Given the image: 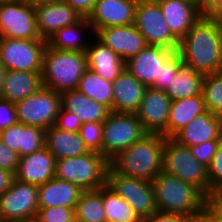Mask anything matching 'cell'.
<instances>
[{
	"instance_id": "obj_1",
	"label": "cell",
	"mask_w": 222,
	"mask_h": 222,
	"mask_svg": "<svg viewBox=\"0 0 222 222\" xmlns=\"http://www.w3.org/2000/svg\"><path fill=\"white\" fill-rule=\"evenodd\" d=\"M183 65L203 75L222 72V23L203 14L179 41Z\"/></svg>"
},
{
	"instance_id": "obj_2",
	"label": "cell",
	"mask_w": 222,
	"mask_h": 222,
	"mask_svg": "<svg viewBox=\"0 0 222 222\" xmlns=\"http://www.w3.org/2000/svg\"><path fill=\"white\" fill-rule=\"evenodd\" d=\"M165 137L159 133H147L140 140L109 161L118 174L152 181L163 168Z\"/></svg>"
},
{
	"instance_id": "obj_3",
	"label": "cell",
	"mask_w": 222,
	"mask_h": 222,
	"mask_svg": "<svg viewBox=\"0 0 222 222\" xmlns=\"http://www.w3.org/2000/svg\"><path fill=\"white\" fill-rule=\"evenodd\" d=\"M86 69L85 52L62 51L46 45L42 57V85L60 94L75 90Z\"/></svg>"
},
{
	"instance_id": "obj_4",
	"label": "cell",
	"mask_w": 222,
	"mask_h": 222,
	"mask_svg": "<svg viewBox=\"0 0 222 222\" xmlns=\"http://www.w3.org/2000/svg\"><path fill=\"white\" fill-rule=\"evenodd\" d=\"M158 211L175 213L183 217L200 211L207 197L195 186L161 171L153 180Z\"/></svg>"
},
{
	"instance_id": "obj_5",
	"label": "cell",
	"mask_w": 222,
	"mask_h": 222,
	"mask_svg": "<svg viewBox=\"0 0 222 222\" xmlns=\"http://www.w3.org/2000/svg\"><path fill=\"white\" fill-rule=\"evenodd\" d=\"M109 161L98 152L89 151L74 158L55 162V178L71 182L83 191L97 190L106 185Z\"/></svg>"
},
{
	"instance_id": "obj_6",
	"label": "cell",
	"mask_w": 222,
	"mask_h": 222,
	"mask_svg": "<svg viewBox=\"0 0 222 222\" xmlns=\"http://www.w3.org/2000/svg\"><path fill=\"white\" fill-rule=\"evenodd\" d=\"M162 171L192 184L209 196L207 167L194 158L188 146L173 138H165Z\"/></svg>"
},
{
	"instance_id": "obj_7",
	"label": "cell",
	"mask_w": 222,
	"mask_h": 222,
	"mask_svg": "<svg viewBox=\"0 0 222 222\" xmlns=\"http://www.w3.org/2000/svg\"><path fill=\"white\" fill-rule=\"evenodd\" d=\"M146 134L136 113L111 111L103 122L102 155L110 161Z\"/></svg>"
},
{
	"instance_id": "obj_8",
	"label": "cell",
	"mask_w": 222,
	"mask_h": 222,
	"mask_svg": "<svg viewBox=\"0 0 222 222\" xmlns=\"http://www.w3.org/2000/svg\"><path fill=\"white\" fill-rule=\"evenodd\" d=\"M106 185L129 203L141 220L158 211L152 181L120 175L109 166Z\"/></svg>"
},
{
	"instance_id": "obj_9",
	"label": "cell",
	"mask_w": 222,
	"mask_h": 222,
	"mask_svg": "<svg viewBox=\"0 0 222 222\" xmlns=\"http://www.w3.org/2000/svg\"><path fill=\"white\" fill-rule=\"evenodd\" d=\"M61 107L60 93L46 87L15 103L18 122L44 130L55 125Z\"/></svg>"
},
{
	"instance_id": "obj_10",
	"label": "cell",
	"mask_w": 222,
	"mask_h": 222,
	"mask_svg": "<svg viewBox=\"0 0 222 222\" xmlns=\"http://www.w3.org/2000/svg\"><path fill=\"white\" fill-rule=\"evenodd\" d=\"M134 25L147 45L162 46L175 52L178 50L179 40L170 31L156 0H138Z\"/></svg>"
},
{
	"instance_id": "obj_11",
	"label": "cell",
	"mask_w": 222,
	"mask_h": 222,
	"mask_svg": "<svg viewBox=\"0 0 222 222\" xmlns=\"http://www.w3.org/2000/svg\"><path fill=\"white\" fill-rule=\"evenodd\" d=\"M0 37L41 39L37 29L34 6L27 0L0 2Z\"/></svg>"
},
{
	"instance_id": "obj_12",
	"label": "cell",
	"mask_w": 222,
	"mask_h": 222,
	"mask_svg": "<svg viewBox=\"0 0 222 222\" xmlns=\"http://www.w3.org/2000/svg\"><path fill=\"white\" fill-rule=\"evenodd\" d=\"M47 41L0 37V61L6 70L41 72Z\"/></svg>"
},
{
	"instance_id": "obj_13",
	"label": "cell",
	"mask_w": 222,
	"mask_h": 222,
	"mask_svg": "<svg viewBox=\"0 0 222 222\" xmlns=\"http://www.w3.org/2000/svg\"><path fill=\"white\" fill-rule=\"evenodd\" d=\"M38 186L13 180L0 196V222H25L37 216Z\"/></svg>"
},
{
	"instance_id": "obj_14",
	"label": "cell",
	"mask_w": 222,
	"mask_h": 222,
	"mask_svg": "<svg viewBox=\"0 0 222 222\" xmlns=\"http://www.w3.org/2000/svg\"><path fill=\"white\" fill-rule=\"evenodd\" d=\"M171 99L166 91L148 87L136 112L147 133H159L168 138V118Z\"/></svg>"
},
{
	"instance_id": "obj_15",
	"label": "cell",
	"mask_w": 222,
	"mask_h": 222,
	"mask_svg": "<svg viewBox=\"0 0 222 222\" xmlns=\"http://www.w3.org/2000/svg\"><path fill=\"white\" fill-rule=\"evenodd\" d=\"M174 52L162 46L147 45L126 61L125 68L145 86L160 90L161 65Z\"/></svg>"
},
{
	"instance_id": "obj_16",
	"label": "cell",
	"mask_w": 222,
	"mask_h": 222,
	"mask_svg": "<svg viewBox=\"0 0 222 222\" xmlns=\"http://www.w3.org/2000/svg\"><path fill=\"white\" fill-rule=\"evenodd\" d=\"M138 0H97L87 16L94 34L102 28L133 25Z\"/></svg>"
},
{
	"instance_id": "obj_17",
	"label": "cell",
	"mask_w": 222,
	"mask_h": 222,
	"mask_svg": "<svg viewBox=\"0 0 222 222\" xmlns=\"http://www.w3.org/2000/svg\"><path fill=\"white\" fill-rule=\"evenodd\" d=\"M94 35L125 62L147 46L145 38L134 24L102 28Z\"/></svg>"
},
{
	"instance_id": "obj_18",
	"label": "cell",
	"mask_w": 222,
	"mask_h": 222,
	"mask_svg": "<svg viewBox=\"0 0 222 222\" xmlns=\"http://www.w3.org/2000/svg\"><path fill=\"white\" fill-rule=\"evenodd\" d=\"M35 19L41 39L47 41L57 30L73 25L83 16L64 1L35 6Z\"/></svg>"
},
{
	"instance_id": "obj_19",
	"label": "cell",
	"mask_w": 222,
	"mask_h": 222,
	"mask_svg": "<svg viewBox=\"0 0 222 222\" xmlns=\"http://www.w3.org/2000/svg\"><path fill=\"white\" fill-rule=\"evenodd\" d=\"M172 34L180 41L203 13L196 0H156Z\"/></svg>"
},
{
	"instance_id": "obj_20",
	"label": "cell",
	"mask_w": 222,
	"mask_h": 222,
	"mask_svg": "<svg viewBox=\"0 0 222 222\" xmlns=\"http://www.w3.org/2000/svg\"><path fill=\"white\" fill-rule=\"evenodd\" d=\"M55 158L46 147L19 159L15 179L42 185L55 177Z\"/></svg>"
},
{
	"instance_id": "obj_21",
	"label": "cell",
	"mask_w": 222,
	"mask_h": 222,
	"mask_svg": "<svg viewBox=\"0 0 222 222\" xmlns=\"http://www.w3.org/2000/svg\"><path fill=\"white\" fill-rule=\"evenodd\" d=\"M85 53L87 56V68L100 75L103 79L113 82L125 69L126 62L123 58L101 42L95 35H92Z\"/></svg>"
},
{
	"instance_id": "obj_22",
	"label": "cell",
	"mask_w": 222,
	"mask_h": 222,
	"mask_svg": "<svg viewBox=\"0 0 222 222\" xmlns=\"http://www.w3.org/2000/svg\"><path fill=\"white\" fill-rule=\"evenodd\" d=\"M173 139L188 147L200 145L210 140L222 139V118L207 110L195 117Z\"/></svg>"
},
{
	"instance_id": "obj_23",
	"label": "cell",
	"mask_w": 222,
	"mask_h": 222,
	"mask_svg": "<svg viewBox=\"0 0 222 222\" xmlns=\"http://www.w3.org/2000/svg\"><path fill=\"white\" fill-rule=\"evenodd\" d=\"M113 112L136 113L148 88L126 68L112 82Z\"/></svg>"
},
{
	"instance_id": "obj_24",
	"label": "cell",
	"mask_w": 222,
	"mask_h": 222,
	"mask_svg": "<svg viewBox=\"0 0 222 222\" xmlns=\"http://www.w3.org/2000/svg\"><path fill=\"white\" fill-rule=\"evenodd\" d=\"M82 192L79 186L54 177L38 186V206L75 208Z\"/></svg>"
},
{
	"instance_id": "obj_25",
	"label": "cell",
	"mask_w": 222,
	"mask_h": 222,
	"mask_svg": "<svg viewBox=\"0 0 222 222\" xmlns=\"http://www.w3.org/2000/svg\"><path fill=\"white\" fill-rule=\"evenodd\" d=\"M60 95L62 108L74 113L82 124L103 123L111 112L107 107L90 99L78 89L65 91Z\"/></svg>"
},
{
	"instance_id": "obj_26",
	"label": "cell",
	"mask_w": 222,
	"mask_h": 222,
	"mask_svg": "<svg viewBox=\"0 0 222 222\" xmlns=\"http://www.w3.org/2000/svg\"><path fill=\"white\" fill-rule=\"evenodd\" d=\"M45 147L55 160L74 158L89 152L79 132L63 131L54 125L45 130Z\"/></svg>"
},
{
	"instance_id": "obj_27",
	"label": "cell",
	"mask_w": 222,
	"mask_h": 222,
	"mask_svg": "<svg viewBox=\"0 0 222 222\" xmlns=\"http://www.w3.org/2000/svg\"><path fill=\"white\" fill-rule=\"evenodd\" d=\"M87 32L90 35H94L92 26L87 17H83L77 23L57 30L47 40V45L53 49L62 51L86 52L90 39L92 38V36L86 35ZM85 36L86 38H90L88 39L89 41H87Z\"/></svg>"
},
{
	"instance_id": "obj_28",
	"label": "cell",
	"mask_w": 222,
	"mask_h": 222,
	"mask_svg": "<svg viewBox=\"0 0 222 222\" xmlns=\"http://www.w3.org/2000/svg\"><path fill=\"white\" fill-rule=\"evenodd\" d=\"M41 87V72L6 70L2 99L15 104L33 95Z\"/></svg>"
},
{
	"instance_id": "obj_29",
	"label": "cell",
	"mask_w": 222,
	"mask_h": 222,
	"mask_svg": "<svg viewBox=\"0 0 222 222\" xmlns=\"http://www.w3.org/2000/svg\"><path fill=\"white\" fill-rule=\"evenodd\" d=\"M206 111L203 95L171 101L168 118V138H173L195 117Z\"/></svg>"
},
{
	"instance_id": "obj_30",
	"label": "cell",
	"mask_w": 222,
	"mask_h": 222,
	"mask_svg": "<svg viewBox=\"0 0 222 222\" xmlns=\"http://www.w3.org/2000/svg\"><path fill=\"white\" fill-rule=\"evenodd\" d=\"M203 78L202 73L182 65L166 93L172 101L202 95Z\"/></svg>"
},
{
	"instance_id": "obj_31",
	"label": "cell",
	"mask_w": 222,
	"mask_h": 222,
	"mask_svg": "<svg viewBox=\"0 0 222 222\" xmlns=\"http://www.w3.org/2000/svg\"><path fill=\"white\" fill-rule=\"evenodd\" d=\"M90 99L113 112V84L87 68L80 78L77 88Z\"/></svg>"
},
{
	"instance_id": "obj_32",
	"label": "cell",
	"mask_w": 222,
	"mask_h": 222,
	"mask_svg": "<svg viewBox=\"0 0 222 222\" xmlns=\"http://www.w3.org/2000/svg\"><path fill=\"white\" fill-rule=\"evenodd\" d=\"M106 222H142L133 208L107 185L102 186Z\"/></svg>"
},
{
	"instance_id": "obj_33",
	"label": "cell",
	"mask_w": 222,
	"mask_h": 222,
	"mask_svg": "<svg viewBox=\"0 0 222 222\" xmlns=\"http://www.w3.org/2000/svg\"><path fill=\"white\" fill-rule=\"evenodd\" d=\"M75 217L84 222H106L102 187L83 191L75 206Z\"/></svg>"
},
{
	"instance_id": "obj_34",
	"label": "cell",
	"mask_w": 222,
	"mask_h": 222,
	"mask_svg": "<svg viewBox=\"0 0 222 222\" xmlns=\"http://www.w3.org/2000/svg\"><path fill=\"white\" fill-rule=\"evenodd\" d=\"M202 95L206 109L222 118V72L204 75Z\"/></svg>"
},
{
	"instance_id": "obj_35",
	"label": "cell",
	"mask_w": 222,
	"mask_h": 222,
	"mask_svg": "<svg viewBox=\"0 0 222 222\" xmlns=\"http://www.w3.org/2000/svg\"><path fill=\"white\" fill-rule=\"evenodd\" d=\"M45 147V130L22 124L19 157L30 155Z\"/></svg>"
},
{
	"instance_id": "obj_36",
	"label": "cell",
	"mask_w": 222,
	"mask_h": 222,
	"mask_svg": "<svg viewBox=\"0 0 222 222\" xmlns=\"http://www.w3.org/2000/svg\"><path fill=\"white\" fill-rule=\"evenodd\" d=\"M79 133L89 151L102 154L103 123H84L81 125Z\"/></svg>"
},
{
	"instance_id": "obj_37",
	"label": "cell",
	"mask_w": 222,
	"mask_h": 222,
	"mask_svg": "<svg viewBox=\"0 0 222 222\" xmlns=\"http://www.w3.org/2000/svg\"><path fill=\"white\" fill-rule=\"evenodd\" d=\"M209 195L222 192V140L215 152V156L207 167Z\"/></svg>"
},
{
	"instance_id": "obj_38",
	"label": "cell",
	"mask_w": 222,
	"mask_h": 222,
	"mask_svg": "<svg viewBox=\"0 0 222 222\" xmlns=\"http://www.w3.org/2000/svg\"><path fill=\"white\" fill-rule=\"evenodd\" d=\"M74 209L62 206L39 208L36 218L41 222H71L75 217Z\"/></svg>"
},
{
	"instance_id": "obj_39",
	"label": "cell",
	"mask_w": 222,
	"mask_h": 222,
	"mask_svg": "<svg viewBox=\"0 0 222 222\" xmlns=\"http://www.w3.org/2000/svg\"><path fill=\"white\" fill-rule=\"evenodd\" d=\"M183 65L179 53L174 52L162 65L160 72V90L166 91L175 78L179 68Z\"/></svg>"
},
{
	"instance_id": "obj_40",
	"label": "cell",
	"mask_w": 222,
	"mask_h": 222,
	"mask_svg": "<svg viewBox=\"0 0 222 222\" xmlns=\"http://www.w3.org/2000/svg\"><path fill=\"white\" fill-rule=\"evenodd\" d=\"M222 139L210 140L200 145H193L190 148L194 158L201 164L208 167Z\"/></svg>"
},
{
	"instance_id": "obj_41",
	"label": "cell",
	"mask_w": 222,
	"mask_h": 222,
	"mask_svg": "<svg viewBox=\"0 0 222 222\" xmlns=\"http://www.w3.org/2000/svg\"><path fill=\"white\" fill-rule=\"evenodd\" d=\"M22 123L17 122L10 127L0 131V140L12 151L18 153L20 149V139Z\"/></svg>"
},
{
	"instance_id": "obj_42",
	"label": "cell",
	"mask_w": 222,
	"mask_h": 222,
	"mask_svg": "<svg viewBox=\"0 0 222 222\" xmlns=\"http://www.w3.org/2000/svg\"><path fill=\"white\" fill-rule=\"evenodd\" d=\"M81 125L80 119L74 113L60 108L55 127L67 132H79Z\"/></svg>"
},
{
	"instance_id": "obj_43",
	"label": "cell",
	"mask_w": 222,
	"mask_h": 222,
	"mask_svg": "<svg viewBox=\"0 0 222 222\" xmlns=\"http://www.w3.org/2000/svg\"><path fill=\"white\" fill-rule=\"evenodd\" d=\"M19 159L18 153L12 151L0 140V168L15 174Z\"/></svg>"
},
{
	"instance_id": "obj_44",
	"label": "cell",
	"mask_w": 222,
	"mask_h": 222,
	"mask_svg": "<svg viewBox=\"0 0 222 222\" xmlns=\"http://www.w3.org/2000/svg\"><path fill=\"white\" fill-rule=\"evenodd\" d=\"M15 104L4 99H0V131L17 123Z\"/></svg>"
},
{
	"instance_id": "obj_45",
	"label": "cell",
	"mask_w": 222,
	"mask_h": 222,
	"mask_svg": "<svg viewBox=\"0 0 222 222\" xmlns=\"http://www.w3.org/2000/svg\"><path fill=\"white\" fill-rule=\"evenodd\" d=\"M184 222H219L214 211L206 204L200 211L184 217Z\"/></svg>"
},
{
	"instance_id": "obj_46",
	"label": "cell",
	"mask_w": 222,
	"mask_h": 222,
	"mask_svg": "<svg viewBox=\"0 0 222 222\" xmlns=\"http://www.w3.org/2000/svg\"><path fill=\"white\" fill-rule=\"evenodd\" d=\"M74 8L81 16L87 17L94 8L97 0H62Z\"/></svg>"
},
{
	"instance_id": "obj_47",
	"label": "cell",
	"mask_w": 222,
	"mask_h": 222,
	"mask_svg": "<svg viewBox=\"0 0 222 222\" xmlns=\"http://www.w3.org/2000/svg\"><path fill=\"white\" fill-rule=\"evenodd\" d=\"M142 222H184V217L175 213L156 211L151 217Z\"/></svg>"
},
{
	"instance_id": "obj_48",
	"label": "cell",
	"mask_w": 222,
	"mask_h": 222,
	"mask_svg": "<svg viewBox=\"0 0 222 222\" xmlns=\"http://www.w3.org/2000/svg\"><path fill=\"white\" fill-rule=\"evenodd\" d=\"M207 204L214 211L219 222H222V192H214L207 197Z\"/></svg>"
},
{
	"instance_id": "obj_49",
	"label": "cell",
	"mask_w": 222,
	"mask_h": 222,
	"mask_svg": "<svg viewBox=\"0 0 222 222\" xmlns=\"http://www.w3.org/2000/svg\"><path fill=\"white\" fill-rule=\"evenodd\" d=\"M196 3L203 14L212 15L222 5V0H196Z\"/></svg>"
},
{
	"instance_id": "obj_50",
	"label": "cell",
	"mask_w": 222,
	"mask_h": 222,
	"mask_svg": "<svg viewBox=\"0 0 222 222\" xmlns=\"http://www.w3.org/2000/svg\"><path fill=\"white\" fill-rule=\"evenodd\" d=\"M14 173L0 168V196L12 185Z\"/></svg>"
},
{
	"instance_id": "obj_51",
	"label": "cell",
	"mask_w": 222,
	"mask_h": 222,
	"mask_svg": "<svg viewBox=\"0 0 222 222\" xmlns=\"http://www.w3.org/2000/svg\"><path fill=\"white\" fill-rule=\"evenodd\" d=\"M5 75H6V68L4 64L0 61V99H2L3 95V85H4Z\"/></svg>"
},
{
	"instance_id": "obj_52",
	"label": "cell",
	"mask_w": 222,
	"mask_h": 222,
	"mask_svg": "<svg viewBox=\"0 0 222 222\" xmlns=\"http://www.w3.org/2000/svg\"><path fill=\"white\" fill-rule=\"evenodd\" d=\"M27 1L35 7L42 4L61 2L62 0H27Z\"/></svg>"
},
{
	"instance_id": "obj_53",
	"label": "cell",
	"mask_w": 222,
	"mask_h": 222,
	"mask_svg": "<svg viewBox=\"0 0 222 222\" xmlns=\"http://www.w3.org/2000/svg\"><path fill=\"white\" fill-rule=\"evenodd\" d=\"M212 15L222 23V5Z\"/></svg>"
},
{
	"instance_id": "obj_54",
	"label": "cell",
	"mask_w": 222,
	"mask_h": 222,
	"mask_svg": "<svg viewBox=\"0 0 222 222\" xmlns=\"http://www.w3.org/2000/svg\"><path fill=\"white\" fill-rule=\"evenodd\" d=\"M25 222H41V221L39 219H37L36 217H34V218H31Z\"/></svg>"
},
{
	"instance_id": "obj_55",
	"label": "cell",
	"mask_w": 222,
	"mask_h": 222,
	"mask_svg": "<svg viewBox=\"0 0 222 222\" xmlns=\"http://www.w3.org/2000/svg\"><path fill=\"white\" fill-rule=\"evenodd\" d=\"M71 222H84V221L74 217V219Z\"/></svg>"
},
{
	"instance_id": "obj_56",
	"label": "cell",
	"mask_w": 222,
	"mask_h": 222,
	"mask_svg": "<svg viewBox=\"0 0 222 222\" xmlns=\"http://www.w3.org/2000/svg\"><path fill=\"white\" fill-rule=\"evenodd\" d=\"M5 1H13V0H0V2H5Z\"/></svg>"
}]
</instances>
